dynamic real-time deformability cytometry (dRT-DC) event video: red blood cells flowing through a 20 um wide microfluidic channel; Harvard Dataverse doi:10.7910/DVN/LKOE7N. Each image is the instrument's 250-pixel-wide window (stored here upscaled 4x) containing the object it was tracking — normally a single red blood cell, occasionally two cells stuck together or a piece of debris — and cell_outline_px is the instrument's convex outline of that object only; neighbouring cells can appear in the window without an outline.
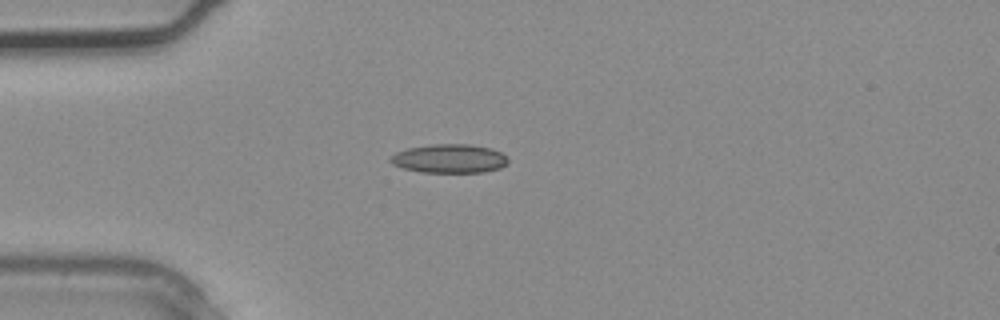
{"species": "common noctule bat (a hibernating species)", "species_latin": "Nyctalus noctula", "temperature_condition": "warm", "stored_images_in_passage": 3, "camera_frame_rate_fps": 3000, "um_per_image_px": 0.085, "animal": {"sex": "male", "body_mass_g": 20.4}, "frame": {"image": 1, "passage_image": 3, "time_ms": 0.667, "image_size_px": [1000, 320], "cell_outline_px": [[508, 164], [500, 168], [484, 172], [420, 172], [404, 168], [392, 164], [388, 160], [396, 152], [408, 148], [432, 144], [468, 144], [488, 148], [500, 152], [508, 160]], "centroid_in_image_um": [38.18, 13.48], "position_along_channel_um": 46.8, "area_um2": 19.59}}